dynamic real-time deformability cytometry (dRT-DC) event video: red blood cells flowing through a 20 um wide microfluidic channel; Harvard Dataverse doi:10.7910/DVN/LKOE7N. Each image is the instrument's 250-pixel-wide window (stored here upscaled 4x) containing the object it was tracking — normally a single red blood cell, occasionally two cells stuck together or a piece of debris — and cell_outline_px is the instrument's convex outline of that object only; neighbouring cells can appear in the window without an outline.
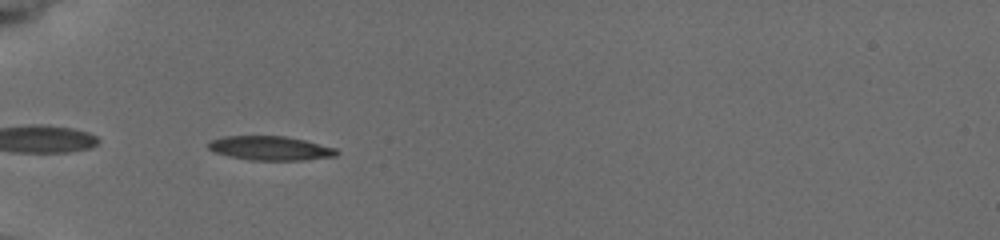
{"species": "common noctule bat (a hibernating species)", "species_latin": "Nyctalus noctula", "temperature_condition": "cold", "stored_images_in_passage": 38, "camera_frame_rate_fps": 3000, "um_per_image_px": 0.085, "animal": {"sex": "female", "body_mass_g": 19.5, "forearm_length_mm": 54.1}, "frame": {"image": 1, "passage_image": 2, "time_ms": 0.333, "image_size_px": [1000, 240], "cell_outline_px": [[340, 152], [336, 156], [300, 160], [252, 160], [228, 156], [216, 152], [208, 148], [208, 144], [212, 140], [224, 136], [284, 136], [304, 140], [336, 148]], "centroid_in_image_um": [22.99, 12.6], "position_along_channel_um": 62.0, "area_um2": 17.86}}
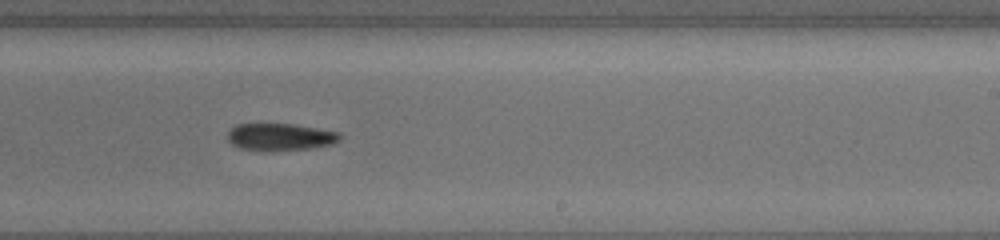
{"frame": {"image": 2, "passage_image": 19, "time_ms": 6.0, "image_size_px": [1000, 240], "cell_outline_px": [[340, 140], [332, 144], [312, 148], [240, 148], [232, 144], [228, 140], [228, 132], [236, 124], [292, 124], [320, 128], [340, 132]], "centroid_in_image_um": [23.87, 11.59], "position_along_channel_um": 265.1, "area_um2": 16.99}}
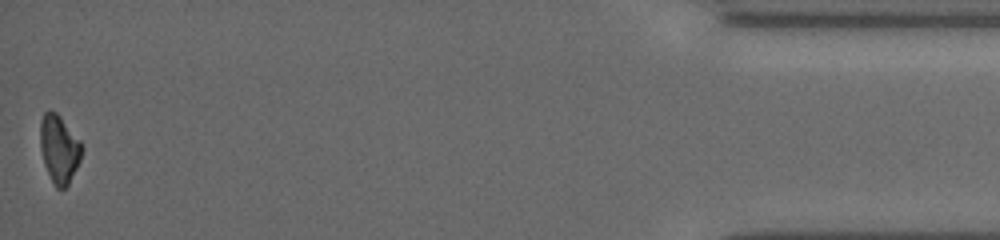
{"frame": {"image": 3, "passage_image": 38, "time_ms": 12.333, "image_size_px": [1000, 240], "cell_outline_px": [[84, 148], [80, 160], [68, 184], [64, 188], [56, 188], [44, 164], [40, 148], [40, 120], [44, 112], [56, 112], [60, 116], [80, 140]], "centroid_in_image_um": [5.03, 12.64], "position_along_channel_um": 430.2, "area_um2": 16.36}, "authors_computed_cell_mechanics": {"area_um2": 18.0625, "velocity_mm_per_s": 3.7865, "shape_relaxation_time_tau1_ms": 4.1398, "shape_relaxation_time_tau2_ms": null, "deformation_change_tau1": 0.1638, "deformation_change_tau2": null}}